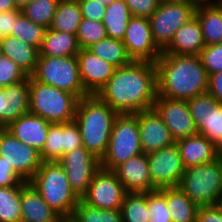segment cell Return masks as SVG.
I'll return each mask as SVG.
<instances>
[{
    "mask_svg": "<svg viewBox=\"0 0 222 222\" xmlns=\"http://www.w3.org/2000/svg\"><path fill=\"white\" fill-rule=\"evenodd\" d=\"M96 95L117 114H137L153 108L157 97L156 64L132 61L116 68Z\"/></svg>",
    "mask_w": 222,
    "mask_h": 222,
    "instance_id": "obj_1",
    "label": "cell"
},
{
    "mask_svg": "<svg viewBox=\"0 0 222 222\" xmlns=\"http://www.w3.org/2000/svg\"><path fill=\"white\" fill-rule=\"evenodd\" d=\"M157 96L189 100L208 91L209 75L198 55L164 54L155 62Z\"/></svg>",
    "mask_w": 222,
    "mask_h": 222,
    "instance_id": "obj_2",
    "label": "cell"
},
{
    "mask_svg": "<svg viewBox=\"0 0 222 222\" xmlns=\"http://www.w3.org/2000/svg\"><path fill=\"white\" fill-rule=\"evenodd\" d=\"M117 115L97 95H87L78 100L74 120L80 128L82 144L100 160L106 153Z\"/></svg>",
    "mask_w": 222,
    "mask_h": 222,
    "instance_id": "obj_3",
    "label": "cell"
},
{
    "mask_svg": "<svg viewBox=\"0 0 222 222\" xmlns=\"http://www.w3.org/2000/svg\"><path fill=\"white\" fill-rule=\"evenodd\" d=\"M29 182L59 216L70 220L80 198L57 161H43Z\"/></svg>",
    "mask_w": 222,
    "mask_h": 222,
    "instance_id": "obj_4",
    "label": "cell"
},
{
    "mask_svg": "<svg viewBox=\"0 0 222 222\" xmlns=\"http://www.w3.org/2000/svg\"><path fill=\"white\" fill-rule=\"evenodd\" d=\"M78 100L74 94L29 76V113L52 124L71 122L76 115Z\"/></svg>",
    "mask_w": 222,
    "mask_h": 222,
    "instance_id": "obj_5",
    "label": "cell"
},
{
    "mask_svg": "<svg viewBox=\"0 0 222 222\" xmlns=\"http://www.w3.org/2000/svg\"><path fill=\"white\" fill-rule=\"evenodd\" d=\"M141 153L138 113L118 114L112 126L106 153L100 160L101 168L113 171L129 158Z\"/></svg>",
    "mask_w": 222,
    "mask_h": 222,
    "instance_id": "obj_6",
    "label": "cell"
},
{
    "mask_svg": "<svg viewBox=\"0 0 222 222\" xmlns=\"http://www.w3.org/2000/svg\"><path fill=\"white\" fill-rule=\"evenodd\" d=\"M178 187L198 206L216 205L222 193V164L215 160L186 168Z\"/></svg>",
    "mask_w": 222,
    "mask_h": 222,
    "instance_id": "obj_7",
    "label": "cell"
},
{
    "mask_svg": "<svg viewBox=\"0 0 222 222\" xmlns=\"http://www.w3.org/2000/svg\"><path fill=\"white\" fill-rule=\"evenodd\" d=\"M32 77L40 83L74 94L78 99L89 95L81 81L77 56H39Z\"/></svg>",
    "mask_w": 222,
    "mask_h": 222,
    "instance_id": "obj_8",
    "label": "cell"
},
{
    "mask_svg": "<svg viewBox=\"0 0 222 222\" xmlns=\"http://www.w3.org/2000/svg\"><path fill=\"white\" fill-rule=\"evenodd\" d=\"M194 16L195 9L186 0L160 2L157 10L149 17L155 44L163 51L175 32Z\"/></svg>",
    "mask_w": 222,
    "mask_h": 222,
    "instance_id": "obj_9",
    "label": "cell"
},
{
    "mask_svg": "<svg viewBox=\"0 0 222 222\" xmlns=\"http://www.w3.org/2000/svg\"><path fill=\"white\" fill-rule=\"evenodd\" d=\"M152 191L177 187L185 172L176 142L147 154Z\"/></svg>",
    "mask_w": 222,
    "mask_h": 222,
    "instance_id": "obj_10",
    "label": "cell"
},
{
    "mask_svg": "<svg viewBox=\"0 0 222 222\" xmlns=\"http://www.w3.org/2000/svg\"><path fill=\"white\" fill-rule=\"evenodd\" d=\"M57 162L65 170L72 190L80 199L87 193L94 174L101 168L100 159L84 146L64 154Z\"/></svg>",
    "mask_w": 222,
    "mask_h": 222,
    "instance_id": "obj_11",
    "label": "cell"
},
{
    "mask_svg": "<svg viewBox=\"0 0 222 222\" xmlns=\"http://www.w3.org/2000/svg\"><path fill=\"white\" fill-rule=\"evenodd\" d=\"M0 157L25 181L29 182L42 165L40 152L5 130L0 137Z\"/></svg>",
    "mask_w": 222,
    "mask_h": 222,
    "instance_id": "obj_12",
    "label": "cell"
},
{
    "mask_svg": "<svg viewBox=\"0 0 222 222\" xmlns=\"http://www.w3.org/2000/svg\"><path fill=\"white\" fill-rule=\"evenodd\" d=\"M198 134L215 145L222 141V104L208 92L187 100Z\"/></svg>",
    "mask_w": 222,
    "mask_h": 222,
    "instance_id": "obj_13",
    "label": "cell"
},
{
    "mask_svg": "<svg viewBox=\"0 0 222 222\" xmlns=\"http://www.w3.org/2000/svg\"><path fill=\"white\" fill-rule=\"evenodd\" d=\"M126 190L113 171L100 168L93 176L87 193L81 198L99 209H121Z\"/></svg>",
    "mask_w": 222,
    "mask_h": 222,
    "instance_id": "obj_14",
    "label": "cell"
},
{
    "mask_svg": "<svg viewBox=\"0 0 222 222\" xmlns=\"http://www.w3.org/2000/svg\"><path fill=\"white\" fill-rule=\"evenodd\" d=\"M132 61L155 63L162 50L155 44L149 18L132 16L122 40Z\"/></svg>",
    "mask_w": 222,
    "mask_h": 222,
    "instance_id": "obj_15",
    "label": "cell"
},
{
    "mask_svg": "<svg viewBox=\"0 0 222 222\" xmlns=\"http://www.w3.org/2000/svg\"><path fill=\"white\" fill-rule=\"evenodd\" d=\"M153 108L175 141L198 134L187 101L157 96Z\"/></svg>",
    "mask_w": 222,
    "mask_h": 222,
    "instance_id": "obj_16",
    "label": "cell"
},
{
    "mask_svg": "<svg viewBox=\"0 0 222 222\" xmlns=\"http://www.w3.org/2000/svg\"><path fill=\"white\" fill-rule=\"evenodd\" d=\"M82 146L80 128L75 120L67 123H53L49 127L40 155L42 161H58L64 154Z\"/></svg>",
    "mask_w": 222,
    "mask_h": 222,
    "instance_id": "obj_17",
    "label": "cell"
},
{
    "mask_svg": "<svg viewBox=\"0 0 222 222\" xmlns=\"http://www.w3.org/2000/svg\"><path fill=\"white\" fill-rule=\"evenodd\" d=\"M140 144L143 153H150L175 143L162 117L154 108L138 113Z\"/></svg>",
    "mask_w": 222,
    "mask_h": 222,
    "instance_id": "obj_18",
    "label": "cell"
},
{
    "mask_svg": "<svg viewBox=\"0 0 222 222\" xmlns=\"http://www.w3.org/2000/svg\"><path fill=\"white\" fill-rule=\"evenodd\" d=\"M77 59L84 90L89 95H96L110 80L116 68L87 49H80Z\"/></svg>",
    "mask_w": 222,
    "mask_h": 222,
    "instance_id": "obj_19",
    "label": "cell"
},
{
    "mask_svg": "<svg viewBox=\"0 0 222 222\" xmlns=\"http://www.w3.org/2000/svg\"><path fill=\"white\" fill-rule=\"evenodd\" d=\"M113 172L121 181L127 193L152 192V180L146 153L129 158L126 162L116 167Z\"/></svg>",
    "mask_w": 222,
    "mask_h": 222,
    "instance_id": "obj_20",
    "label": "cell"
},
{
    "mask_svg": "<svg viewBox=\"0 0 222 222\" xmlns=\"http://www.w3.org/2000/svg\"><path fill=\"white\" fill-rule=\"evenodd\" d=\"M51 124L45 119L28 112L6 126V130L25 145L41 152Z\"/></svg>",
    "mask_w": 222,
    "mask_h": 222,
    "instance_id": "obj_21",
    "label": "cell"
},
{
    "mask_svg": "<svg viewBox=\"0 0 222 222\" xmlns=\"http://www.w3.org/2000/svg\"><path fill=\"white\" fill-rule=\"evenodd\" d=\"M204 47L202 28L194 16L175 32L172 41L162 52L174 55H199Z\"/></svg>",
    "mask_w": 222,
    "mask_h": 222,
    "instance_id": "obj_22",
    "label": "cell"
},
{
    "mask_svg": "<svg viewBox=\"0 0 222 222\" xmlns=\"http://www.w3.org/2000/svg\"><path fill=\"white\" fill-rule=\"evenodd\" d=\"M175 142L185 168L216 160L215 144L203 135L196 134Z\"/></svg>",
    "mask_w": 222,
    "mask_h": 222,
    "instance_id": "obj_23",
    "label": "cell"
},
{
    "mask_svg": "<svg viewBox=\"0 0 222 222\" xmlns=\"http://www.w3.org/2000/svg\"><path fill=\"white\" fill-rule=\"evenodd\" d=\"M21 209V222H49L59 216L30 182L21 184Z\"/></svg>",
    "mask_w": 222,
    "mask_h": 222,
    "instance_id": "obj_24",
    "label": "cell"
},
{
    "mask_svg": "<svg viewBox=\"0 0 222 222\" xmlns=\"http://www.w3.org/2000/svg\"><path fill=\"white\" fill-rule=\"evenodd\" d=\"M1 53L15 62L27 76L36 70L39 49L14 36L1 38Z\"/></svg>",
    "mask_w": 222,
    "mask_h": 222,
    "instance_id": "obj_25",
    "label": "cell"
},
{
    "mask_svg": "<svg viewBox=\"0 0 222 222\" xmlns=\"http://www.w3.org/2000/svg\"><path fill=\"white\" fill-rule=\"evenodd\" d=\"M79 52L80 47L75 34L46 29L39 56L67 57L77 56Z\"/></svg>",
    "mask_w": 222,
    "mask_h": 222,
    "instance_id": "obj_26",
    "label": "cell"
},
{
    "mask_svg": "<svg viewBox=\"0 0 222 222\" xmlns=\"http://www.w3.org/2000/svg\"><path fill=\"white\" fill-rule=\"evenodd\" d=\"M5 127L29 112V76L4 87Z\"/></svg>",
    "mask_w": 222,
    "mask_h": 222,
    "instance_id": "obj_27",
    "label": "cell"
},
{
    "mask_svg": "<svg viewBox=\"0 0 222 222\" xmlns=\"http://www.w3.org/2000/svg\"><path fill=\"white\" fill-rule=\"evenodd\" d=\"M166 207L172 222H196L199 206L177 187L166 188Z\"/></svg>",
    "mask_w": 222,
    "mask_h": 222,
    "instance_id": "obj_28",
    "label": "cell"
},
{
    "mask_svg": "<svg viewBox=\"0 0 222 222\" xmlns=\"http://www.w3.org/2000/svg\"><path fill=\"white\" fill-rule=\"evenodd\" d=\"M131 17L129 7L124 0H114L106 6L102 23L108 37L122 41Z\"/></svg>",
    "mask_w": 222,
    "mask_h": 222,
    "instance_id": "obj_29",
    "label": "cell"
},
{
    "mask_svg": "<svg viewBox=\"0 0 222 222\" xmlns=\"http://www.w3.org/2000/svg\"><path fill=\"white\" fill-rule=\"evenodd\" d=\"M200 22L205 46L222 43V9L217 6L195 9Z\"/></svg>",
    "mask_w": 222,
    "mask_h": 222,
    "instance_id": "obj_30",
    "label": "cell"
},
{
    "mask_svg": "<svg viewBox=\"0 0 222 222\" xmlns=\"http://www.w3.org/2000/svg\"><path fill=\"white\" fill-rule=\"evenodd\" d=\"M92 54L113 65L115 68L132 62L121 40L106 37L86 48Z\"/></svg>",
    "mask_w": 222,
    "mask_h": 222,
    "instance_id": "obj_31",
    "label": "cell"
},
{
    "mask_svg": "<svg viewBox=\"0 0 222 222\" xmlns=\"http://www.w3.org/2000/svg\"><path fill=\"white\" fill-rule=\"evenodd\" d=\"M81 20L82 13L78 1L60 0L49 28L77 35Z\"/></svg>",
    "mask_w": 222,
    "mask_h": 222,
    "instance_id": "obj_32",
    "label": "cell"
},
{
    "mask_svg": "<svg viewBox=\"0 0 222 222\" xmlns=\"http://www.w3.org/2000/svg\"><path fill=\"white\" fill-rule=\"evenodd\" d=\"M69 222H123V219L120 209H99L80 199Z\"/></svg>",
    "mask_w": 222,
    "mask_h": 222,
    "instance_id": "obj_33",
    "label": "cell"
},
{
    "mask_svg": "<svg viewBox=\"0 0 222 222\" xmlns=\"http://www.w3.org/2000/svg\"><path fill=\"white\" fill-rule=\"evenodd\" d=\"M21 186L0 187V222H21Z\"/></svg>",
    "mask_w": 222,
    "mask_h": 222,
    "instance_id": "obj_34",
    "label": "cell"
},
{
    "mask_svg": "<svg viewBox=\"0 0 222 222\" xmlns=\"http://www.w3.org/2000/svg\"><path fill=\"white\" fill-rule=\"evenodd\" d=\"M123 222H149L151 212L146 205V193H126L121 205Z\"/></svg>",
    "mask_w": 222,
    "mask_h": 222,
    "instance_id": "obj_35",
    "label": "cell"
},
{
    "mask_svg": "<svg viewBox=\"0 0 222 222\" xmlns=\"http://www.w3.org/2000/svg\"><path fill=\"white\" fill-rule=\"evenodd\" d=\"M60 0H31L21 12L32 22L48 29Z\"/></svg>",
    "mask_w": 222,
    "mask_h": 222,
    "instance_id": "obj_36",
    "label": "cell"
},
{
    "mask_svg": "<svg viewBox=\"0 0 222 222\" xmlns=\"http://www.w3.org/2000/svg\"><path fill=\"white\" fill-rule=\"evenodd\" d=\"M46 28L28 19L22 12L17 16L11 36L40 49Z\"/></svg>",
    "mask_w": 222,
    "mask_h": 222,
    "instance_id": "obj_37",
    "label": "cell"
},
{
    "mask_svg": "<svg viewBox=\"0 0 222 222\" xmlns=\"http://www.w3.org/2000/svg\"><path fill=\"white\" fill-rule=\"evenodd\" d=\"M76 36L80 49H86L91 44L108 37L102 22L86 18H82Z\"/></svg>",
    "mask_w": 222,
    "mask_h": 222,
    "instance_id": "obj_38",
    "label": "cell"
},
{
    "mask_svg": "<svg viewBox=\"0 0 222 222\" xmlns=\"http://www.w3.org/2000/svg\"><path fill=\"white\" fill-rule=\"evenodd\" d=\"M146 205L151 212L149 222H172L166 207V188L147 192Z\"/></svg>",
    "mask_w": 222,
    "mask_h": 222,
    "instance_id": "obj_39",
    "label": "cell"
},
{
    "mask_svg": "<svg viewBox=\"0 0 222 222\" xmlns=\"http://www.w3.org/2000/svg\"><path fill=\"white\" fill-rule=\"evenodd\" d=\"M198 56L208 75L222 71V43L205 46Z\"/></svg>",
    "mask_w": 222,
    "mask_h": 222,
    "instance_id": "obj_40",
    "label": "cell"
},
{
    "mask_svg": "<svg viewBox=\"0 0 222 222\" xmlns=\"http://www.w3.org/2000/svg\"><path fill=\"white\" fill-rule=\"evenodd\" d=\"M28 76L25 72L11 59L5 55H0V86L6 87L11 84L20 82Z\"/></svg>",
    "mask_w": 222,
    "mask_h": 222,
    "instance_id": "obj_41",
    "label": "cell"
},
{
    "mask_svg": "<svg viewBox=\"0 0 222 222\" xmlns=\"http://www.w3.org/2000/svg\"><path fill=\"white\" fill-rule=\"evenodd\" d=\"M134 17L149 18L158 8L160 0H124Z\"/></svg>",
    "mask_w": 222,
    "mask_h": 222,
    "instance_id": "obj_42",
    "label": "cell"
},
{
    "mask_svg": "<svg viewBox=\"0 0 222 222\" xmlns=\"http://www.w3.org/2000/svg\"><path fill=\"white\" fill-rule=\"evenodd\" d=\"M82 18L103 21L106 6L94 0H79Z\"/></svg>",
    "mask_w": 222,
    "mask_h": 222,
    "instance_id": "obj_43",
    "label": "cell"
},
{
    "mask_svg": "<svg viewBox=\"0 0 222 222\" xmlns=\"http://www.w3.org/2000/svg\"><path fill=\"white\" fill-rule=\"evenodd\" d=\"M25 182L14 170L0 157V187L21 186Z\"/></svg>",
    "mask_w": 222,
    "mask_h": 222,
    "instance_id": "obj_44",
    "label": "cell"
},
{
    "mask_svg": "<svg viewBox=\"0 0 222 222\" xmlns=\"http://www.w3.org/2000/svg\"><path fill=\"white\" fill-rule=\"evenodd\" d=\"M196 222H222V211L216 205L199 206Z\"/></svg>",
    "mask_w": 222,
    "mask_h": 222,
    "instance_id": "obj_45",
    "label": "cell"
},
{
    "mask_svg": "<svg viewBox=\"0 0 222 222\" xmlns=\"http://www.w3.org/2000/svg\"><path fill=\"white\" fill-rule=\"evenodd\" d=\"M21 10H12L0 13V38L11 35L17 16Z\"/></svg>",
    "mask_w": 222,
    "mask_h": 222,
    "instance_id": "obj_46",
    "label": "cell"
},
{
    "mask_svg": "<svg viewBox=\"0 0 222 222\" xmlns=\"http://www.w3.org/2000/svg\"><path fill=\"white\" fill-rule=\"evenodd\" d=\"M207 92L222 104V71L209 75Z\"/></svg>",
    "mask_w": 222,
    "mask_h": 222,
    "instance_id": "obj_47",
    "label": "cell"
},
{
    "mask_svg": "<svg viewBox=\"0 0 222 222\" xmlns=\"http://www.w3.org/2000/svg\"><path fill=\"white\" fill-rule=\"evenodd\" d=\"M194 9L201 7L217 6L219 0H186Z\"/></svg>",
    "mask_w": 222,
    "mask_h": 222,
    "instance_id": "obj_48",
    "label": "cell"
},
{
    "mask_svg": "<svg viewBox=\"0 0 222 222\" xmlns=\"http://www.w3.org/2000/svg\"><path fill=\"white\" fill-rule=\"evenodd\" d=\"M12 10H21L16 6L14 0H0V13Z\"/></svg>",
    "mask_w": 222,
    "mask_h": 222,
    "instance_id": "obj_49",
    "label": "cell"
},
{
    "mask_svg": "<svg viewBox=\"0 0 222 222\" xmlns=\"http://www.w3.org/2000/svg\"><path fill=\"white\" fill-rule=\"evenodd\" d=\"M0 125L5 126L4 87H1V86H0Z\"/></svg>",
    "mask_w": 222,
    "mask_h": 222,
    "instance_id": "obj_50",
    "label": "cell"
},
{
    "mask_svg": "<svg viewBox=\"0 0 222 222\" xmlns=\"http://www.w3.org/2000/svg\"><path fill=\"white\" fill-rule=\"evenodd\" d=\"M216 160L222 164V141L215 145Z\"/></svg>",
    "mask_w": 222,
    "mask_h": 222,
    "instance_id": "obj_51",
    "label": "cell"
},
{
    "mask_svg": "<svg viewBox=\"0 0 222 222\" xmlns=\"http://www.w3.org/2000/svg\"><path fill=\"white\" fill-rule=\"evenodd\" d=\"M16 3V6L21 9L23 8L26 4H28L31 0H14Z\"/></svg>",
    "mask_w": 222,
    "mask_h": 222,
    "instance_id": "obj_52",
    "label": "cell"
},
{
    "mask_svg": "<svg viewBox=\"0 0 222 222\" xmlns=\"http://www.w3.org/2000/svg\"><path fill=\"white\" fill-rule=\"evenodd\" d=\"M49 222H69V220L62 216H58L55 220Z\"/></svg>",
    "mask_w": 222,
    "mask_h": 222,
    "instance_id": "obj_53",
    "label": "cell"
},
{
    "mask_svg": "<svg viewBox=\"0 0 222 222\" xmlns=\"http://www.w3.org/2000/svg\"><path fill=\"white\" fill-rule=\"evenodd\" d=\"M99 3H104L105 6H109L114 0H94Z\"/></svg>",
    "mask_w": 222,
    "mask_h": 222,
    "instance_id": "obj_54",
    "label": "cell"
},
{
    "mask_svg": "<svg viewBox=\"0 0 222 222\" xmlns=\"http://www.w3.org/2000/svg\"><path fill=\"white\" fill-rule=\"evenodd\" d=\"M216 206L222 211V193L220 194Z\"/></svg>",
    "mask_w": 222,
    "mask_h": 222,
    "instance_id": "obj_55",
    "label": "cell"
},
{
    "mask_svg": "<svg viewBox=\"0 0 222 222\" xmlns=\"http://www.w3.org/2000/svg\"><path fill=\"white\" fill-rule=\"evenodd\" d=\"M6 130L5 126L0 125V137L2 135V133Z\"/></svg>",
    "mask_w": 222,
    "mask_h": 222,
    "instance_id": "obj_56",
    "label": "cell"
},
{
    "mask_svg": "<svg viewBox=\"0 0 222 222\" xmlns=\"http://www.w3.org/2000/svg\"><path fill=\"white\" fill-rule=\"evenodd\" d=\"M218 6L222 9V0H219Z\"/></svg>",
    "mask_w": 222,
    "mask_h": 222,
    "instance_id": "obj_57",
    "label": "cell"
},
{
    "mask_svg": "<svg viewBox=\"0 0 222 222\" xmlns=\"http://www.w3.org/2000/svg\"><path fill=\"white\" fill-rule=\"evenodd\" d=\"M164 1H179V0H160V2H164Z\"/></svg>",
    "mask_w": 222,
    "mask_h": 222,
    "instance_id": "obj_58",
    "label": "cell"
},
{
    "mask_svg": "<svg viewBox=\"0 0 222 222\" xmlns=\"http://www.w3.org/2000/svg\"><path fill=\"white\" fill-rule=\"evenodd\" d=\"M2 53H1V38H0V55H1Z\"/></svg>",
    "mask_w": 222,
    "mask_h": 222,
    "instance_id": "obj_59",
    "label": "cell"
}]
</instances>
